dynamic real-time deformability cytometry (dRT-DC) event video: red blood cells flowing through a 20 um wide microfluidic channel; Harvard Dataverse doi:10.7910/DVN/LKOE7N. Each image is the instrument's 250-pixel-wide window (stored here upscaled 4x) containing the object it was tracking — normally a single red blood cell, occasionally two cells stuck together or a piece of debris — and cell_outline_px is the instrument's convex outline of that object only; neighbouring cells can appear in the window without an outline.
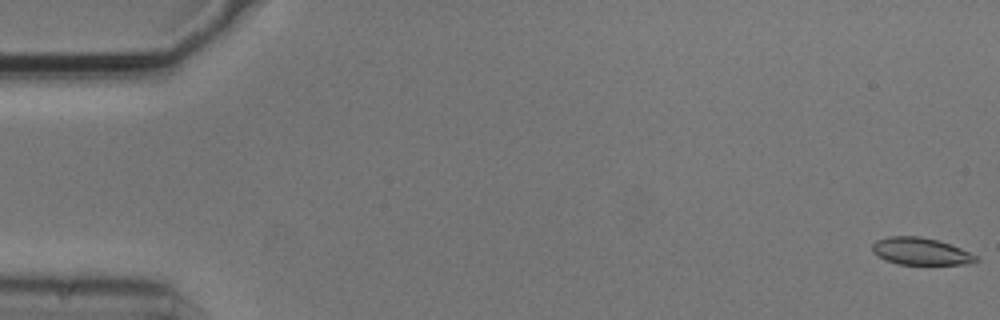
{"species": "common noctule bat (a hibernating species)", "species_latin": "Nyctalus noctula", "temperature_condition": "cold", "stored_images_in_passage": 2, "camera_frame_rate_fps": 3000, "um_per_image_px": 0.085, "animal": {"sex": "male", "body_mass_g": 20.5, "forearm_length_mm": 52.5}, "frame": {"image": 1, "passage_image": 1, "time_ms": 0.0, "image_size_px": [1000, 320], "cell_outline_px": [[980, 260], [972, 264], [896, 264], [884, 260], [872, 252], [872, 244], [876, 240], [888, 236], [920, 236], [936, 240], [960, 248], [976, 256]], "centroid_in_image_um": [78.22, 21.37], "position_along_channel_um": 6.8, "area_um2": 16.42}}
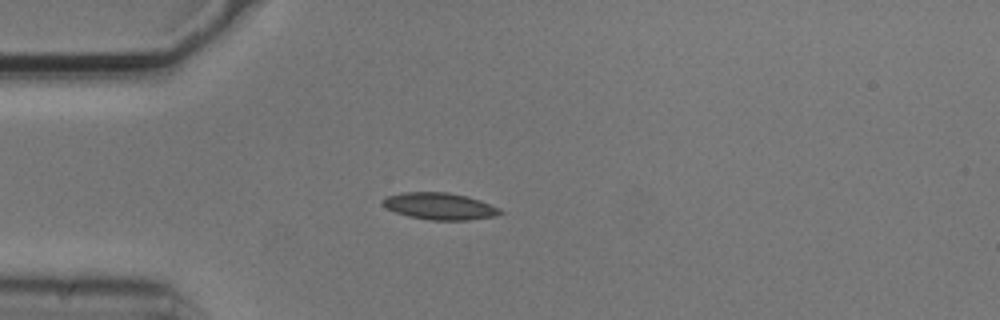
{"frame": {"image": 2, "passage_image": 2, "time_ms": 0.333, "image_size_px": [1000, 320], "cell_outline_px": [[504, 212], [496, 216], [468, 220], [432, 220], [408, 216], [396, 212], [388, 208], [384, 204], [384, 200], [388, 196], [404, 192], [448, 192], [468, 196], [480, 200], [500, 208]], "centroid_in_image_um": [37.45, 17.53], "position_along_channel_um": 47.6, "area_um2": 18.21}}